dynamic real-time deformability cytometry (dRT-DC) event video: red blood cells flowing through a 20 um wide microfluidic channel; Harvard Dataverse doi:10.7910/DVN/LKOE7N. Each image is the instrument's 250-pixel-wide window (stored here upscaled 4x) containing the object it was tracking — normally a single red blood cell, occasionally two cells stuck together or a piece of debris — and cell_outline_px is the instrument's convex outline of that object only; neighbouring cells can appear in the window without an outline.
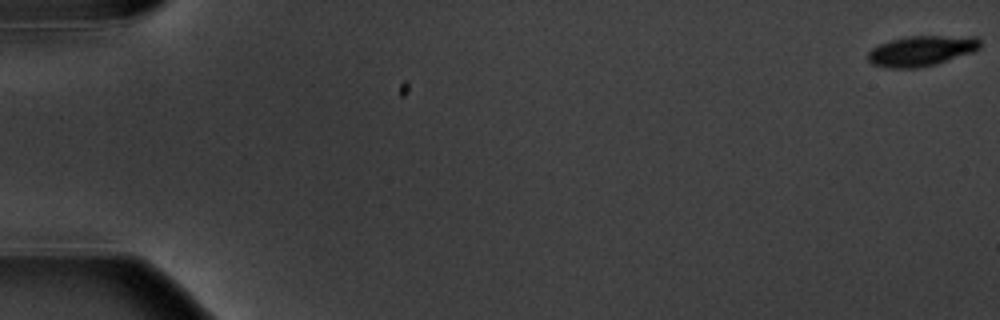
{"species": "common noctule bat (a hibernating species)", "species_latin": "Nyctalus noctula", "temperature_condition": "warm", "stored_images_in_passage": 4, "camera_frame_rate_fps": 3000, "um_per_image_px": 0.085, "animal": {"sex": "male", "body_mass_g": 20.1, "forearm_length_mm": 53.5}, "frame": {"image": 1, "passage_image": 1, "time_ms": 0.0, "image_size_px": [1000, 320], "cell_outline_px": [[980, 48], [972, 52], [936, 64], [916, 68], [884, 68], [872, 64], [868, 60], [868, 52], [872, 48], [880, 44], [892, 40], [908, 36], [976, 36], [980, 40]], "centroid_in_image_um": [78.31, 4.32], "position_along_channel_um": 6.7, "area_um2": 19.83}}